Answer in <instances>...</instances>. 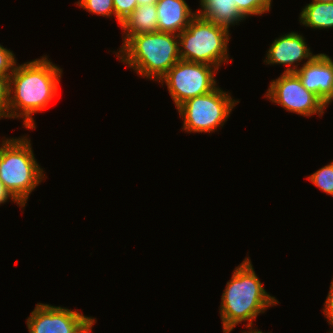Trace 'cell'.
<instances>
[{
	"label": "cell",
	"instance_id": "3",
	"mask_svg": "<svg viewBox=\"0 0 333 333\" xmlns=\"http://www.w3.org/2000/svg\"><path fill=\"white\" fill-rule=\"evenodd\" d=\"M116 53L135 73L159 81L179 60L178 35L166 32L130 36Z\"/></svg>",
	"mask_w": 333,
	"mask_h": 333
},
{
	"label": "cell",
	"instance_id": "8",
	"mask_svg": "<svg viewBox=\"0 0 333 333\" xmlns=\"http://www.w3.org/2000/svg\"><path fill=\"white\" fill-rule=\"evenodd\" d=\"M272 103L286 111L305 117L324 114V103L314 93L308 91L295 73H282L271 81L265 94Z\"/></svg>",
	"mask_w": 333,
	"mask_h": 333
},
{
	"label": "cell",
	"instance_id": "24",
	"mask_svg": "<svg viewBox=\"0 0 333 333\" xmlns=\"http://www.w3.org/2000/svg\"><path fill=\"white\" fill-rule=\"evenodd\" d=\"M138 5H144V4H153L156 3L158 0H137Z\"/></svg>",
	"mask_w": 333,
	"mask_h": 333
},
{
	"label": "cell",
	"instance_id": "2",
	"mask_svg": "<svg viewBox=\"0 0 333 333\" xmlns=\"http://www.w3.org/2000/svg\"><path fill=\"white\" fill-rule=\"evenodd\" d=\"M278 303L275 297L266 292L251 260L246 257L233 271L221 297L219 313L223 333H231L238 323L245 321L248 322L245 328L249 331L242 333H262L261 330L252 329L253 319Z\"/></svg>",
	"mask_w": 333,
	"mask_h": 333
},
{
	"label": "cell",
	"instance_id": "21",
	"mask_svg": "<svg viewBox=\"0 0 333 333\" xmlns=\"http://www.w3.org/2000/svg\"><path fill=\"white\" fill-rule=\"evenodd\" d=\"M16 62L14 53L0 44V75L10 76Z\"/></svg>",
	"mask_w": 333,
	"mask_h": 333
},
{
	"label": "cell",
	"instance_id": "19",
	"mask_svg": "<svg viewBox=\"0 0 333 333\" xmlns=\"http://www.w3.org/2000/svg\"><path fill=\"white\" fill-rule=\"evenodd\" d=\"M10 76L0 75V119L9 118Z\"/></svg>",
	"mask_w": 333,
	"mask_h": 333
},
{
	"label": "cell",
	"instance_id": "4",
	"mask_svg": "<svg viewBox=\"0 0 333 333\" xmlns=\"http://www.w3.org/2000/svg\"><path fill=\"white\" fill-rule=\"evenodd\" d=\"M30 141L27 135L5 137L0 144V181L23 208L32 191L45 179Z\"/></svg>",
	"mask_w": 333,
	"mask_h": 333
},
{
	"label": "cell",
	"instance_id": "6",
	"mask_svg": "<svg viewBox=\"0 0 333 333\" xmlns=\"http://www.w3.org/2000/svg\"><path fill=\"white\" fill-rule=\"evenodd\" d=\"M238 102L219 86L205 95L188 99L177 107L183 118L182 129L188 133L215 132L223 127Z\"/></svg>",
	"mask_w": 333,
	"mask_h": 333
},
{
	"label": "cell",
	"instance_id": "11",
	"mask_svg": "<svg viewBox=\"0 0 333 333\" xmlns=\"http://www.w3.org/2000/svg\"><path fill=\"white\" fill-rule=\"evenodd\" d=\"M302 85L325 103L333 93V59L327 54H316L295 72Z\"/></svg>",
	"mask_w": 333,
	"mask_h": 333
},
{
	"label": "cell",
	"instance_id": "15",
	"mask_svg": "<svg viewBox=\"0 0 333 333\" xmlns=\"http://www.w3.org/2000/svg\"><path fill=\"white\" fill-rule=\"evenodd\" d=\"M300 23L313 29L333 28V2H317L312 0L300 13Z\"/></svg>",
	"mask_w": 333,
	"mask_h": 333
},
{
	"label": "cell",
	"instance_id": "18",
	"mask_svg": "<svg viewBox=\"0 0 333 333\" xmlns=\"http://www.w3.org/2000/svg\"><path fill=\"white\" fill-rule=\"evenodd\" d=\"M76 4L89 13L109 18L115 16L113 0H78Z\"/></svg>",
	"mask_w": 333,
	"mask_h": 333
},
{
	"label": "cell",
	"instance_id": "25",
	"mask_svg": "<svg viewBox=\"0 0 333 333\" xmlns=\"http://www.w3.org/2000/svg\"><path fill=\"white\" fill-rule=\"evenodd\" d=\"M333 101V93L329 97V99L324 103V108H327L330 103Z\"/></svg>",
	"mask_w": 333,
	"mask_h": 333
},
{
	"label": "cell",
	"instance_id": "5",
	"mask_svg": "<svg viewBox=\"0 0 333 333\" xmlns=\"http://www.w3.org/2000/svg\"><path fill=\"white\" fill-rule=\"evenodd\" d=\"M229 28L196 15L186 29L178 34L181 60L216 67L229 62Z\"/></svg>",
	"mask_w": 333,
	"mask_h": 333
},
{
	"label": "cell",
	"instance_id": "26",
	"mask_svg": "<svg viewBox=\"0 0 333 333\" xmlns=\"http://www.w3.org/2000/svg\"><path fill=\"white\" fill-rule=\"evenodd\" d=\"M314 1H317V2H326V3L333 2V0H314Z\"/></svg>",
	"mask_w": 333,
	"mask_h": 333
},
{
	"label": "cell",
	"instance_id": "9",
	"mask_svg": "<svg viewBox=\"0 0 333 333\" xmlns=\"http://www.w3.org/2000/svg\"><path fill=\"white\" fill-rule=\"evenodd\" d=\"M95 319L78 310L37 303L26 324L29 333H91Z\"/></svg>",
	"mask_w": 333,
	"mask_h": 333
},
{
	"label": "cell",
	"instance_id": "23",
	"mask_svg": "<svg viewBox=\"0 0 333 333\" xmlns=\"http://www.w3.org/2000/svg\"><path fill=\"white\" fill-rule=\"evenodd\" d=\"M12 200L16 205H19L21 208L23 207L5 188L3 183L0 181V205L5 203L8 200Z\"/></svg>",
	"mask_w": 333,
	"mask_h": 333
},
{
	"label": "cell",
	"instance_id": "17",
	"mask_svg": "<svg viewBox=\"0 0 333 333\" xmlns=\"http://www.w3.org/2000/svg\"><path fill=\"white\" fill-rule=\"evenodd\" d=\"M271 3L272 0H234V5L245 18L269 12Z\"/></svg>",
	"mask_w": 333,
	"mask_h": 333
},
{
	"label": "cell",
	"instance_id": "16",
	"mask_svg": "<svg viewBox=\"0 0 333 333\" xmlns=\"http://www.w3.org/2000/svg\"><path fill=\"white\" fill-rule=\"evenodd\" d=\"M320 190L333 196V160L307 178Z\"/></svg>",
	"mask_w": 333,
	"mask_h": 333
},
{
	"label": "cell",
	"instance_id": "14",
	"mask_svg": "<svg viewBox=\"0 0 333 333\" xmlns=\"http://www.w3.org/2000/svg\"><path fill=\"white\" fill-rule=\"evenodd\" d=\"M123 43L132 35L158 31V16L156 4L138 5L134 11L121 23Z\"/></svg>",
	"mask_w": 333,
	"mask_h": 333
},
{
	"label": "cell",
	"instance_id": "7",
	"mask_svg": "<svg viewBox=\"0 0 333 333\" xmlns=\"http://www.w3.org/2000/svg\"><path fill=\"white\" fill-rule=\"evenodd\" d=\"M217 71L214 66L179 60L158 83L167 85L175 106L179 107L188 99L214 90L217 87L215 80Z\"/></svg>",
	"mask_w": 333,
	"mask_h": 333
},
{
	"label": "cell",
	"instance_id": "13",
	"mask_svg": "<svg viewBox=\"0 0 333 333\" xmlns=\"http://www.w3.org/2000/svg\"><path fill=\"white\" fill-rule=\"evenodd\" d=\"M200 5L196 15L227 28L246 19L234 5V0H200Z\"/></svg>",
	"mask_w": 333,
	"mask_h": 333
},
{
	"label": "cell",
	"instance_id": "12",
	"mask_svg": "<svg viewBox=\"0 0 333 333\" xmlns=\"http://www.w3.org/2000/svg\"><path fill=\"white\" fill-rule=\"evenodd\" d=\"M155 4L160 32L178 35L196 16L185 0H158Z\"/></svg>",
	"mask_w": 333,
	"mask_h": 333
},
{
	"label": "cell",
	"instance_id": "22",
	"mask_svg": "<svg viewBox=\"0 0 333 333\" xmlns=\"http://www.w3.org/2000/svg\"><path fill=\"white\" fill-rule=\"evenodd\" d=\"M323 314L333 328V278L324 303ZM329 333H333V330L329 331Z\"/></svg>",
	"mask_w": 333,
	"mask_h": 333
},
{
	"label": "cell",
	"instance_id": "20",
	"mask_svg": "<svg viewBox=\"0 0 333 333\" xmlns=\"http://www.w3.org/2000/svg\"><path fill=\"white\" fill-rule=\"evenodd\" d=\"M115 17L117 22L121 23L134 11L138 6L137 0H113Z\"/></svg>",
	"mask_w": 333,
	"mask_h": 333
},
{
	"label": "cell",
	"instance_id": "10",
	"mask_svg": "<svg viewBox=\"0 0 333 333\" xmlns=\"http://www.w3.org/2000/svg\"><path fill=\"white\" fill-rule=\"evenodd\" d=\"M267 51L264 62L268 65L288 66L284 73L297 72L303 59L310 61L315 56L307 46L304 36L295 31L276 38Z\"/></svg>",
	"mask_w": 333,
	"mask_h": 333
},
{
	"label": "cell",
	"instance_id": "1",
	"mask_svg": "<svg viewBox=\"0 0 333 333\" xmlns=\"http://www.w3.org/2000/svg\"><path fill=\"white\" fill-rule=\"evenodd\" d=\"M48 56L18 65L10 75L9 118H23L25 129H35L34 113L44 111L58 94L62 69Z\"/></svg>",
	"mask_w": 333,
	"mask_h": 333
}]
</instances>
